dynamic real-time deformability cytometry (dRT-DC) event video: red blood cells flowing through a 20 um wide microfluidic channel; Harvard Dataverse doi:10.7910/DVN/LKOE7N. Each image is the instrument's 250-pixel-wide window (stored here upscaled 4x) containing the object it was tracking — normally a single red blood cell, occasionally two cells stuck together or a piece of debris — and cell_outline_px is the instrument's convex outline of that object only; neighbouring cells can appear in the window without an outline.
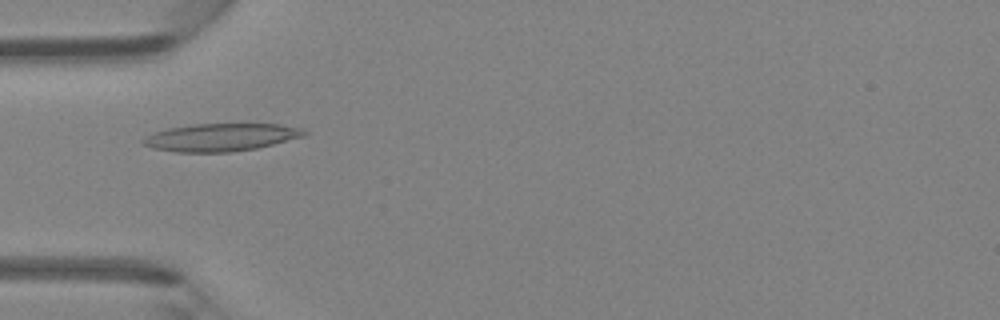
{"species": "Egyptian fruit bat (a non-hibernating species)", "species_latin": "Rousettus aegyptiacus", "temperature_condition": "room temperature", "stored_images_in_passage": 47, "camera_frame_rate_fps": 3000, "um_per_image_px": 0.085, "animal": {"sex": "female"}, "frame": {"image": 1, "passage_image": 15, "time_ms": 4.667, "image_size_px": [1000, 320], "cell_outline_px": [[308, 132], [304, 136], [256, 148], [228, 152], [176, 152], [152, 148], [144, 144], [140, 140], [152, 132], [168, 128], [192, 124], [280, 124], [304, 128]], "centroid_in_image_um": [18.76, 11.66], "position_along_channel_um": 66.2, "area_um2": 26.01}}
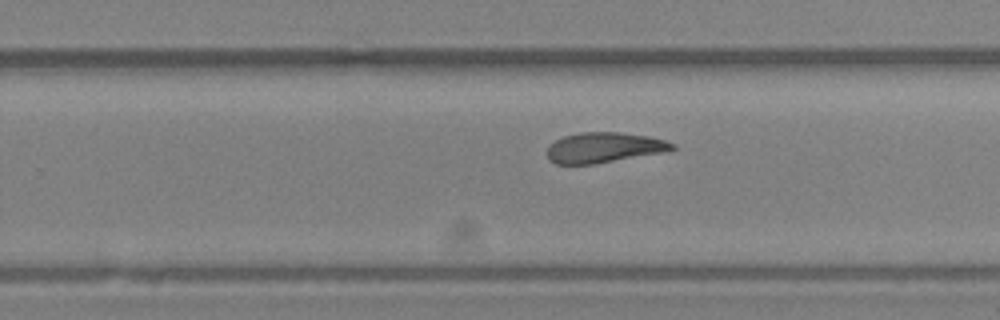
{"frame": {"image": 2, "passage_image": 30, "time_ms": 9.667, "image_size_px": [1000, 320], "cell_outline_px": [[676, 148], [664, 152], [592, 164], [556, 164], [548, 160], [548, 148], [556, 140], [564, 136], [580, 132], [620, 132], [648, 136], [664, 140], [676, 144]], "centroid_in_image_um": [51.35, 12.54], "position_along_channel_um": 278.5, "area_um2": 21.91}}
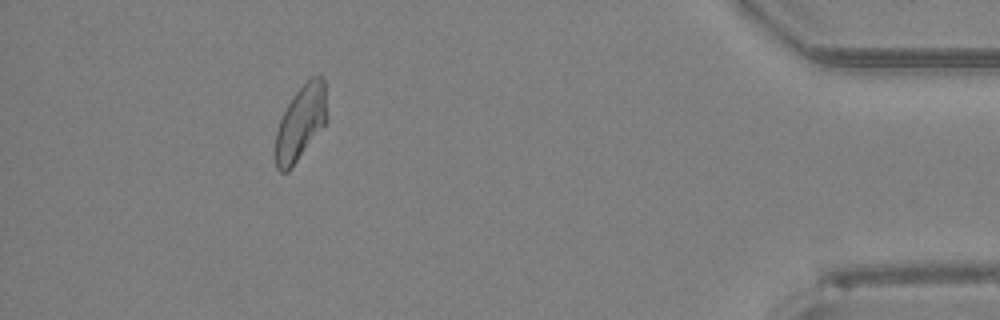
{"frame": {"image": 3, "passage_image": 43, "time_ms": 14.0, "image_size_px": [1000, 320], "cell_outline_px": [[328, 120], [288, 172], [280, 172], [276, 168], [276, 132], [280, 120], [292, 96], [312, 76], [320, 76], [324, 80], [328, 116]], "centroid_in_image_um": [25.58, 10.43], "position_along_channel_um": 409.6, "area_um2": 22.14}, "authors_computed_cell_mechanics": {"area_um2": 23.4668, "velocity_mm_per_s": 4.2718, "shape_relaxation_time_tau1_ms": null, "shape_relaxation_time_tau2_ms": 3.1383, "deformation_change_tau1": null, "deformation_change_tau2": 0.1149}}